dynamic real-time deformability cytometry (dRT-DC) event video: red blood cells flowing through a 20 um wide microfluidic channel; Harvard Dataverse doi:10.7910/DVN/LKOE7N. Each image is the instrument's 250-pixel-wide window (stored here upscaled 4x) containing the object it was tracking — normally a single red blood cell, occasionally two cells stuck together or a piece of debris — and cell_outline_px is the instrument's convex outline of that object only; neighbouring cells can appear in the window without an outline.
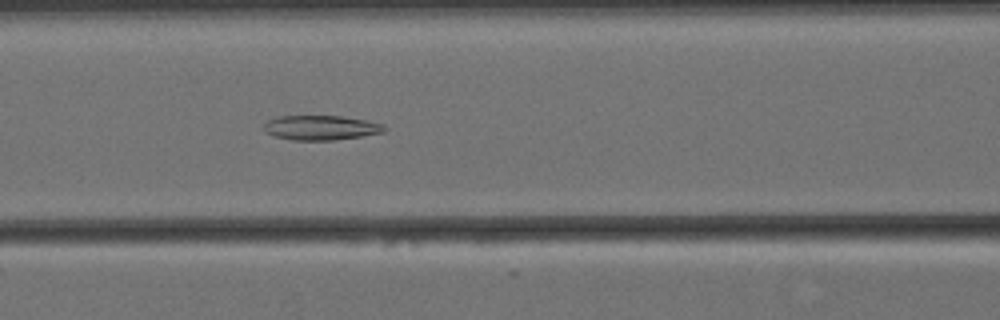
{"species": "Egyptian fruit bat (a non-hibernating species)", "species_latin": "Rousettus aegyptiacus", "temperature_condition": "cold", "stored_images_in_passage": 55, "camera_frame_rate_fps": 3000, "um_per_image_px": 0.085, "animal": {"sex": "female"}, "frame": {"image": 1, "passage_image": 21, "time_ms": 6.667, "image_size_px": [1000, 320], "cell_outline_px": [[388, 128], [384, 132], [336, 140], [292, 140], [272, 136], [264, 132], [264, 124], [268, 120], [276, 116], [340, 116], [368, 120], [384, 124]], "centroid_in_image_um": [27.27, 10.85], "position_along_channel_um": 139.3, "area_um2": 17.51}}
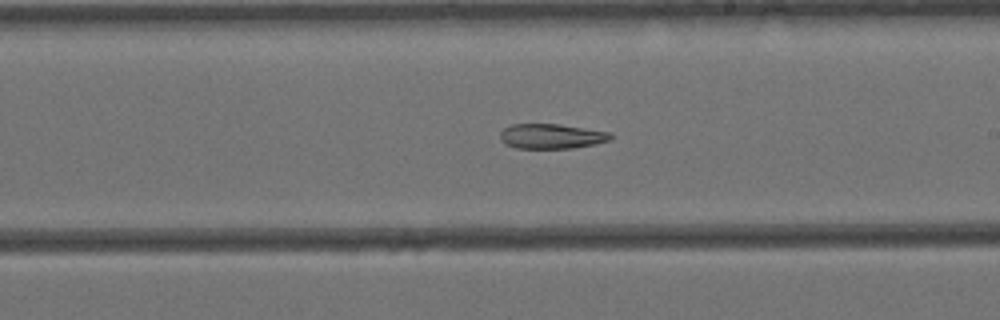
{"frame": {"image": 2, "passage_image": 30, "time_ms": 9.667, "image_size_px": [1000, 320], "cell_outline_px": [[616, 136], [612, 140], [596, 144], [572, 148], [516, 148], [504, 144], [500, 140], [500, 132], [504, 128], [512, 124], [560, 124], [612, 132]], "centroid_in_image_um": [46.93, 11.58], "position_along_channel_um": 242.1, "area_um2": 16.36}}
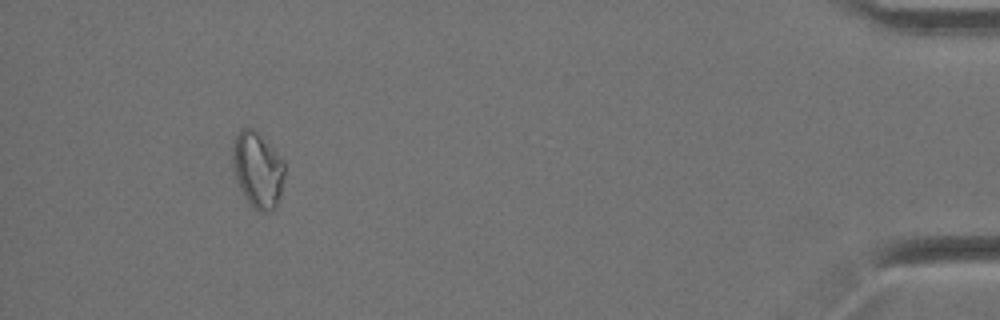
{"frame": {"image": 3, "passage_image": 51, "time_ms": 16.667, "image_size_px": [1000, 320], "cell_outline_px": [[284, 176], [276, 208], [268, 212], [260, 212], [252, 208], [244, 196], [240, 188], [232, 168], [232, 140], [240, 128], [252, 128], [284, 160]], "centroid_in_image_um": [21.87, 14.44], "position_along_channel_um": 413.3, "area_um2": 23.0}}